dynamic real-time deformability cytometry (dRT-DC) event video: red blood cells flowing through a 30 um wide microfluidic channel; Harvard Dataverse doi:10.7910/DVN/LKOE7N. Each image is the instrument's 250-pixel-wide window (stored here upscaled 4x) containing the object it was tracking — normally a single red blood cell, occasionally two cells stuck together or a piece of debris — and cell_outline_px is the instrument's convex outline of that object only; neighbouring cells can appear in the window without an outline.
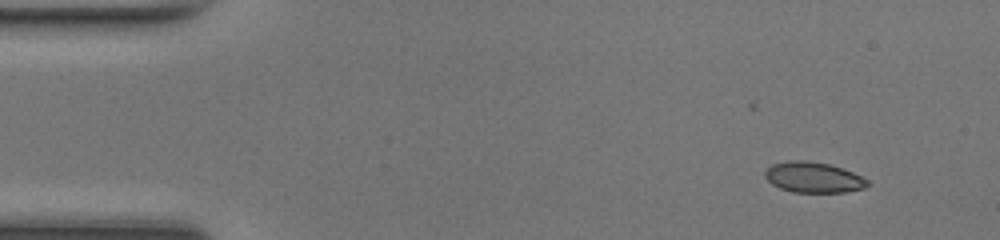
{"species": "common noctule bat (a hibernating species)", "species_latin": "Nyctalus noctula", "temperature_condition": "room temperature", "stored_images_in_passage": 28, "camera_frame_rate_fps": 3000, "um_per_image_px": 0.085, "animal": {"sex": "female", "body_mass_g": 17.0, "forearm_length_mm": 48.0}, "frame": {"image": 1, "passage_image": 1, "time_ms": 0.0, "image_size_px": [1000, 240], "cell_outline_px": [[872, 184], [864, 188], [844, 192], [792, 192], [780, 188], [772, 184], [764, 176], [764, 172], [772, 164], [788, 160], [804, 160], [828, 164], [852, 172], [868, 180]], "centroid_in_image_um": [69.13, 15.08], "position_along_channel_um": 15.9, "area_um2": 18.21}}
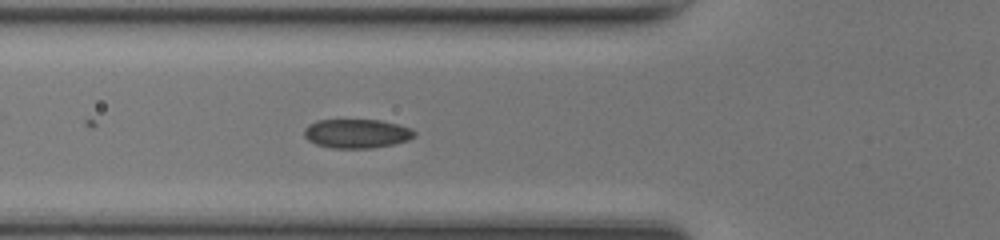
{"frame": {"image": 2, "passage_image": 14, "time_ms": 4.333, "image_size_px": [1000, 240], "cell_outline_px": [[416, 136], [408, 140], [392, 144], [372, 148], [332, 148], [316, 144], [308, 140], [304, 136], [304, 128], [308, 124], [316, 120], [380, 120], [400, 124], [412, 128], [416, 132]], "centroid_in_image_um": [30.33, 11.34], "position_along_channel_um": 95.5, "area_um2": 18.84}}
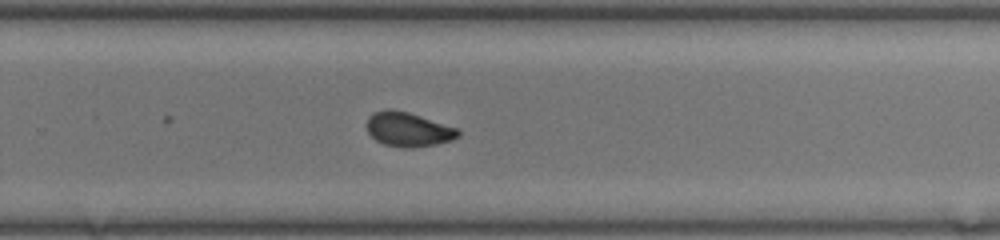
{"frame": {"image": 3, "passage_image": 28, "time_ms": 9.0, "image_size_px": [1000, 240], "cell_outline_px": [[460, 136], [452, 140], [436, 144], [412, 148], [404, 148], [384, 144], [376, 140], [368, 132], [364, 124], [368, 116], [372, 112], [388, 108], [392, 108], [408, 112], [460, 128]], "centroid_in_image_um": [34.69, 10.98], "position_along_channel_um": 295.1, "area_um2": 18.73}}